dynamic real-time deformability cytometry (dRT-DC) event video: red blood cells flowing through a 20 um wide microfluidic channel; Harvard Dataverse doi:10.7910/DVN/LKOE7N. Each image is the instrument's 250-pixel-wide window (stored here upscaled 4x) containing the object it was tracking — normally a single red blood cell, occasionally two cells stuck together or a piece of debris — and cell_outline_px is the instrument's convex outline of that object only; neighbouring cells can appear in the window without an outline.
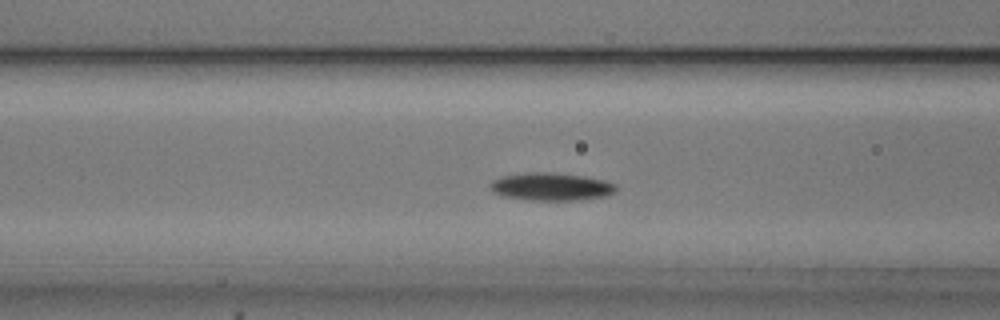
{"species": "common noctule bat (a hibernating species)", "species_latin": "Nyctalus noctula", "temperature_condition": "cold", "stored_images_in_passage": 51, "camera_frame_rate_fps": 3000, "um_per_image_px": 0.085, "animal": {"sex": "male", "body_mass_g": 20.5, "forearm_length_mm": 52.5}, "frame": {"image": 1, "passage_image": 18, "time_ms": 5.667, "image_size_px": [1000, 320], "cell_outline_px": [[616, 188], [608, 196], [576, 200], [528, 200], [504, 196], [496, 192], [492, 188], [492, 180], [504, 176], [528, 172], [548, 172], [584, 176], [608, 180], [616, 184]], "centroid_in_image_um": [46.92, 15.86], "position_along_channel_um": 119.7, "area_um2": 20.17}}
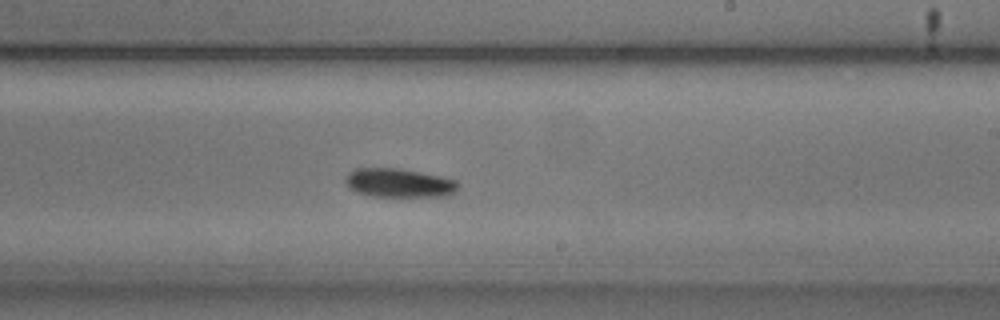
{"frame": {"image": 2, "passage_image": 29, "time_ms": 9.333, "image_size_px": [1000, 320], "cell_outline_px": [[460, 184], [456, 192], [448, 196], [372, 196], [356, 192], [344, 180], [348, 172], [356, 168], [400, 168], [440, 176], [456, 180]], "centroid_in_image_um": [33.95, 15.54], "position_along_channel_um": 255.1, "area_um2": 18.96}}
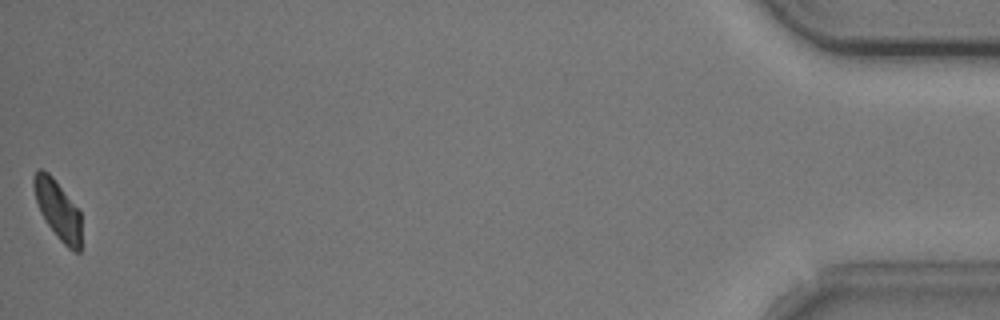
{"frame": {"image": 3, "passage_image": 51, "time_ms": 16.667, "image_size_px": [1000, 320], "cell_outline_px": [[80, 252], [76, 252], [68, 248], [60, 240], [44, 220], [40, 212], [36, 200], [32, 184], [32, 176], [40, 168], [48, 172], [52, 176], [80, 212]], "centroid_in_image_um": [4.88, 17.81], "position_along_channel_um": 430.3, "area_um2": 16.13}, "authors_computed_cell_mechanics": {"area_um2": 18.6116, "velocity_mm_per_s": 3.6957, "shape_relaxation_time_tau1_ms": 2.3631, "shape_relaxation_time_tau2_ms": null, "deformation_change_tau1": 0.0953, "deformation_change_tau2": null}}